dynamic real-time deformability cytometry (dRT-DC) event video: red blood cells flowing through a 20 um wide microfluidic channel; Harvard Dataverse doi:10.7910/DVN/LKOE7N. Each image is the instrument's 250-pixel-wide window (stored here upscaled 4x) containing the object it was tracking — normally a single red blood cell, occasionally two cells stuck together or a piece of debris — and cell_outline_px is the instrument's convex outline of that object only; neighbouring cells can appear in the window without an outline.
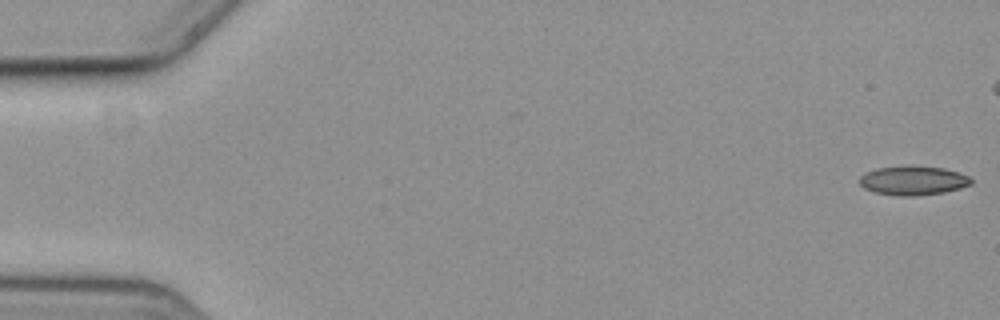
{"species": "common noctule bat (a hibernating species)", "species_latin": "Nyctalus noctula", "temperature_condition": "cold", "stored_images_in_passage": 50, "camera_frame_rate_fps": 3000, "um_per_image_px": 0.085, "animal": {"sex": "female", "body_mass_g": 19.3, "forearm_length_mm": 54.1}, "frame": {"image": 1, "passage_image": 1, "time_ms": 0.0, "image_size_px": [1000, 320], "cell_outline_px": [[972, 184], [960, 188], [944, 192], [916, 196], [900, 196], [876, 192], [864, 188], [860, 184], [860, 176], [876, 168], [908, 164], [912, 164], [944, 168], [968, 176], [972, 180]], "centroid_in_image_um": [77.62, 15.32], "position_along_channel_um": 7.4, "area_um2": 19.13}}
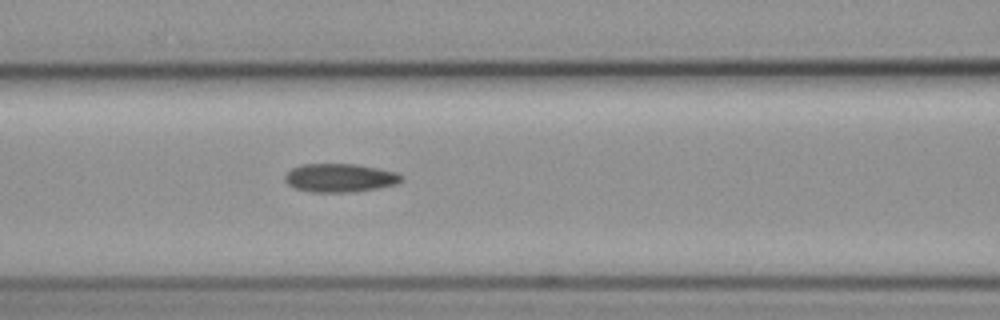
{"frame": {"image": 2, "passage_image": 25, "time_ms": 8.0, "image_size_px": [1000, 320], "cell_outline_px": [[404, 180], [396, 184], [376, 188], [352, 192], [312, 192], [296, 188], [288, 184], [284, 180], [284, 176], [292, 168], [300, 164], [356, 164], [396, 172], [404, 176]], "centroid_in_image_um": [28.89, 15.11], "position_along_channel_um": 137.7, "area_um2": 19.31}}
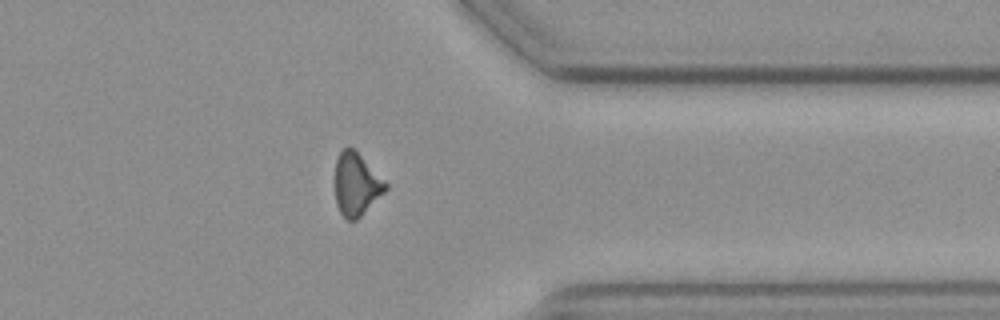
{"frame": {"image": 3, "passage_image": 46, "time_ms": 15.0, "image_size_px": [1000, 320], "cell_outline_px": [[388, 188], [356, 220], [348, 220], [340, 212], [336, 204], [336, 160], [340, 152], [344, 148], [356, 148], [388, 184]], "centroid_in_image_um": [30.3, 15.63], "position_along_channel_um": 381.1, "area_um2": 18.32}}